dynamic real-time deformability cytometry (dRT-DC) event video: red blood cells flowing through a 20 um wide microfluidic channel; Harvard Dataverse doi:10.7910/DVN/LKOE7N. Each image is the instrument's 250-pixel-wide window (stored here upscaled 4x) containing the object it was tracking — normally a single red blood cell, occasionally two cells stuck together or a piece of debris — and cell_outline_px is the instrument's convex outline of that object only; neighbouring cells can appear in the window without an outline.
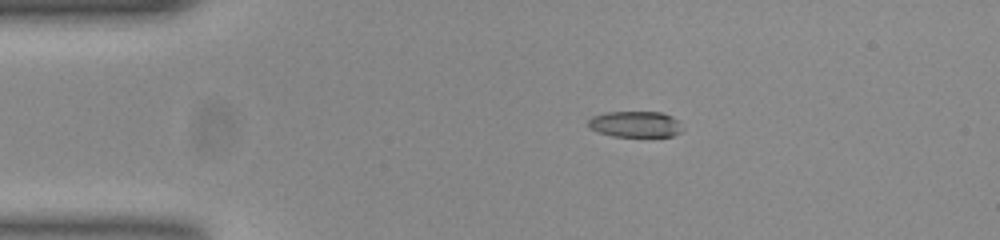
{"species": "common noctule bat (a hibernating species)", "species_latin": "Nyctalus noctula", "temperature_condition": "room temperature", "stored_images_in_passage": 52, "camera_frame_rate_fps": 3000, "um_per_image_px": 0.085, "animal": {"sex": "female", "body_mass_g": 23.0, "forearm_length_mm": 53.4}, "frame": {"image": 1, "passage_image": 10, "time_ms": 3.0, "image_size_px": [1000, 240], "cell_outline_px": [[684, 128], [680, 132], [672, 136], [612, 136], [596, 132], [588, 128], [588, 120], [592, 116], [604, 112], [660, 112], [672, 116]], "centroid_in_image_um": [53.96, 10.55], "position_along_channel_um": 31.0, "area_um2": 14.39}}
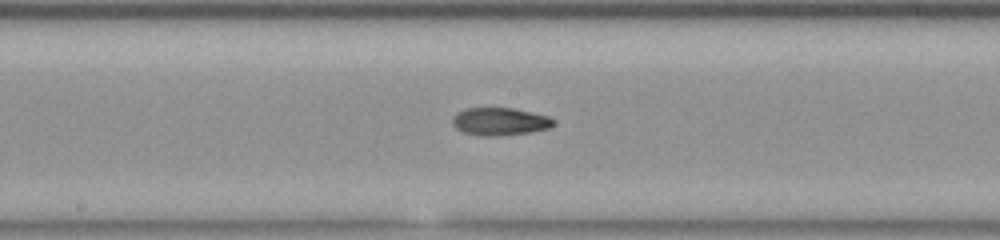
{"frame": {"image": 2, "passage_image": 27, "time_ms": 8.667, "image_size_px": [1000, 240], "cell_outline_px": [[556, 120], [548, 128], [528, 132], [496, 136], [480, 136], [464, 132], [456, 128], [452, 124], [452, 116], [456, 112], [464, 108], [512, 108], [548, 116]], "centroid_in_image_um": [42.42, 10.32], "position_along_channel_um": 205.8, "area_um2": 16.24}}
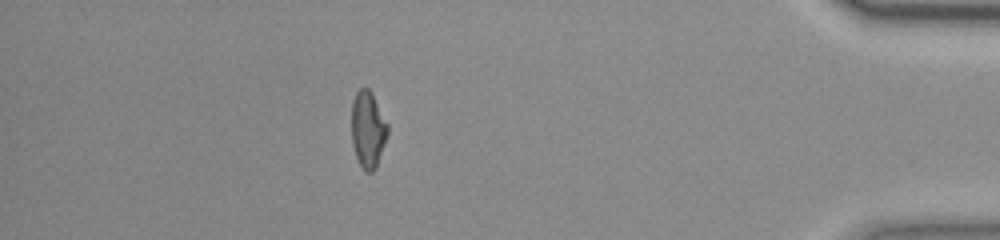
{"frame": {"image": 3, "passage_image": 46, "time_ms": 15.0, "image_size_px": [1000, 240], "cell_outline_px": [[388, 132], [376, 168], [372, 172], [368, 172], [360, 164], [356, 156], [352, 144], [352, 100], [356, 92], [360, 88], [368, 88], [372, 92], [388, 124]], "centroid_in_image_um": [31.27, 10.97], "position_along_channel_um": 403.9, "area_um2": 16.01}, "authors_computed_cell_mechanics": {"area_um2": 16.0106, "velocity_mm_per_s": 3.9157, "shape_relaxation_time_tau1_ms": null, "shape_relaxation_time_tau2_ms": 4.97, "deformation_change_tau1": null, "deformation_change_tau2": 0.1156}}